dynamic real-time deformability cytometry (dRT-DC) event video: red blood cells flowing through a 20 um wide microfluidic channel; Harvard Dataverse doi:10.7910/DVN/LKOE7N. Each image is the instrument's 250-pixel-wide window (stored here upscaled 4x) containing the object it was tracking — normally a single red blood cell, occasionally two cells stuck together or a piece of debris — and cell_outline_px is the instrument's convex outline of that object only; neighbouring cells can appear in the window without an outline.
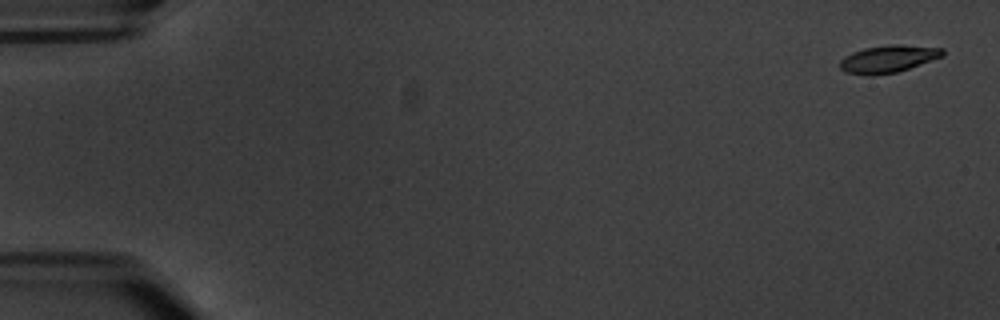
{"species": "common noctule bat (a hibernating species)", "species_latin": "Nyctalus noctula", "temperature_condition": "warm", "stored_images_in_passage": 7, "camera_frame_rate_fps": 3000, "um_per_image_px": 0.085, "animal": {"sex": "male", "body_mass_g": 20.1, "forearm_length_mm": 53.5}, "frame": {"image": 1, "passage_image": 1, "time_ms": 0.0, "image_size_px": [1000, 320], "cell_outline_px": [[944, 56], [896, 72], [872, 76], [868, 76], [844, 72], [840, 68], [840, 60], [844, 56], [852, 52], [864, 48], [892, 44], [900, 44], [944, 48]], "centroid_in_image_um": [75.47, 5.0], "position_along_channel_um": 9.5, "area_um2": 16.47}}
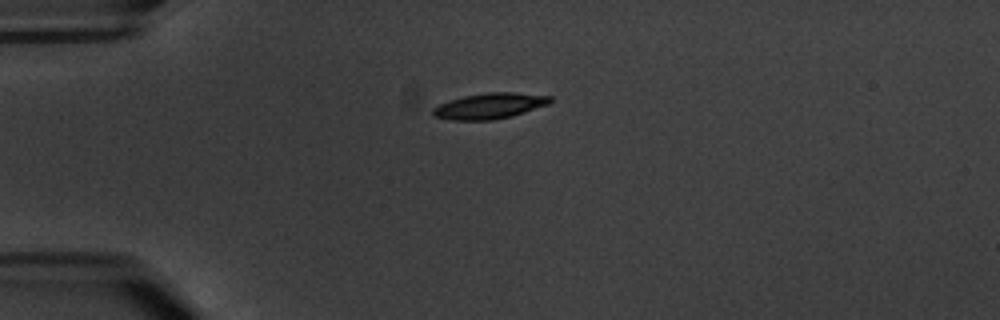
{"frame": {"image": 2, "passage_image": 5, "time_ms": 4.667, "image_size_px": [1000, 320], "cell_outline_px": [[552, 100], [548, 104], [512, 116], [492, 120], [452, 120], [432, 116], [432, 108], [440, 104], [464, 96], [488, 92], [512, 92], [552, 96]], "centroid_in_image_um": [41.61, 9.01], "position_along_channel_um": 43.4, "area_um2": 17.46}}